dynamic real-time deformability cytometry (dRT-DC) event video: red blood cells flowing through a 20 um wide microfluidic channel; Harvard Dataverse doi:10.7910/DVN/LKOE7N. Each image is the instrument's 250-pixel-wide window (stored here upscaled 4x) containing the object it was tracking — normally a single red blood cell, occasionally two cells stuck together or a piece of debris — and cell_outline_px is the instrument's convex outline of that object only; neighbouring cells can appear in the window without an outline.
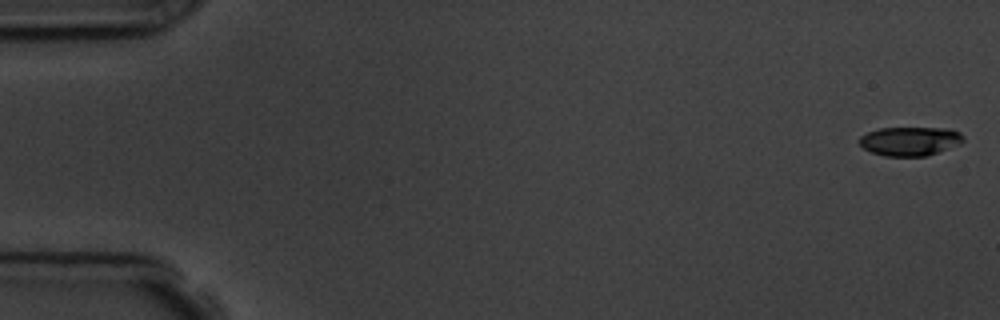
{"species": "common noctule bat (a hibernating species)", "species_latin": "Nyctalus noctula", "temperature_condition": "room temperature", "stored_images_in_passage": 6, "camera_frame_rate_fps": 3000, "um_per_image_px": 0.085, "animal": {"sex": "male", "body_mass_g": 19.5, "forearm_length_mm": 54.6}, "frame": {"image": 1, "passage_image": 1, "time_ms": 0.0, "image_size_px": [1000, 320], "cell_outline_px": [[964, 140], [960, 144], [924, 156], [884, 156], [872, 152], [864, 148], [860, 144], [860, 136], [868, 132], [880, 128], [952, 128], [960, 132], [964, 136]], "centroid_in_image_um": [77.37, 11.98], "position_along_channel_um": 7.6, "area_um2": 17.46}}
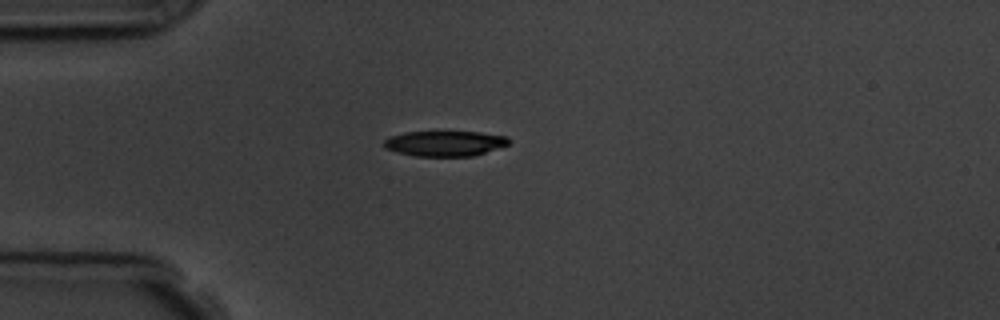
{"frame": {"image": 2, "passage_image": 5, "time_ms": 4.667, "image_size_px": [1000, 320], "cell_outline_px": [[512, 140], [508, 144], [472, 156], [416, 156], [384, 148], [384, 140], [388, 136], [404, 132], [480, 132], [508, 136]], "centroid_in_image_um": [37.81, 12.18], "position_along_channel_um": 47.2, "area_um2": 18.32}}